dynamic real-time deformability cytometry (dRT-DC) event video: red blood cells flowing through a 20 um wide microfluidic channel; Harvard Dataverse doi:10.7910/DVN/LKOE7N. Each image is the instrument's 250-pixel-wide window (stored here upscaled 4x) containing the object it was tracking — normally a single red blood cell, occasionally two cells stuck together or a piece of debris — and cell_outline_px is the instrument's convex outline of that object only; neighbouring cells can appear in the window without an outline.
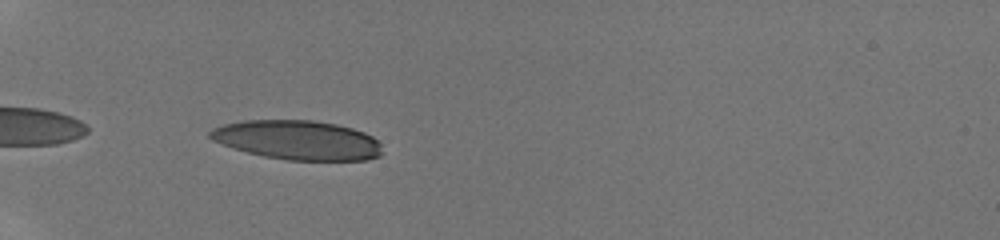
{"species": "human", "species_latin": "Homo sapiens", "temperature_condition": "room temperature", "stored_images_in_passage": 2, "camera_frame_rate_fps": 3000, "um_per_image_px": 0.085, "donor": {"sex": "male"}, "frame": {"image": 1, "passage_image": 1, "time_ms": 0.0, "image_size_px": [1000, 240], "cell_outline_px": [[380, 156], [368, 160], [288, 160], [264, 156], [232, 148], [212, 140], [208, 136], [208, 132], [212, 128], [224, 124], [244, 120], [312, 120], [336, 124], [352, 128], [364, 132], [372, 136], [380, 144]], "centroid_in_image_um": [25.27, 11.9], "position_along_channel_um": 59.7, "area_um2": 39.42}}